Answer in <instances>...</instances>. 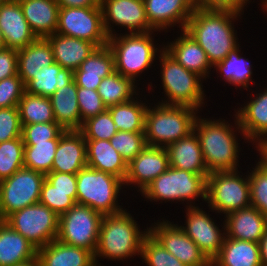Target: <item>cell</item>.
Masks as SVG:
<instances>
[{"instance_id":"cell-7","label":"cell","mask_w":267,"mask_h":266,"mask_svg":"<svg viewBox=\"0 0 267 266\" xmlns=\"http://www.w3.org/2000/svg\"><path fill=\"white\" fill-rule=\"evenodd\" d=\"M153 96L154 104L150 101L145 116L147 145L166 148L193 132L199 110L190 106L161 104Z\"/></svg>"},{"instance_id":"cell-38","label":"cell","mask_w":267,"mask_h":266,"mask_svg":"<svg viewBox=\"0 0 267 266\" xmlns=\"http://www.w3.org/2000/svg\"><path fill=\"white\" fill-rule=\"evenodd\" d=\"M24 143V167L43 174L50 173L54 161L59 139H50L46 142Z\"/></svg>"},{"instance_id":"cell-30","label":"cell","mask_w":267,"mask_h":266,"mask_svg":"<svg viewBox=\"0 0 267 266\" xmlns=\"http://www.w3.org/2000/svg\"><path fill=\"white\" fill-rule=\"evenodd\" d=\"M166 149L170 167L196 174L209 175L204 163L199 139L194 131L177 142L171 143Z\"/></svg>"},{"instance_id":"cell-18","label":"cell","mask_w":267,"mask_h":266,"mask_svg":"<svg viewBox=\"0 0 267 266\" xmlns=\"http://www.w3.org/2000/svg\"><path fill=\"white\" fill-rule=\"evenodd\" d=\"M167 149L147 145L129 164L124 180L125 190L137 191L140 194L154 179L168 168ZM129 188V189H128ZM133 189V190H132Z\"/></svg>"},{"instance_id":"cell-36","label":"cell","mask_w":267,"mask_h":266,"mask_svg":"<svg viewBox=\"0 0 267 266\" xmlns=\"http://www.w3.org/2000/svg\"><path fill=\"white\" fill-rule=\"evenodd\" d=\"M143 90L132 79L118 72L102 79L97 92L107 108L135 98Z\"/></svg>"},{"instance_id":"cell-42","label":"cell","mask_w":267,"mask_h":266,"mask_svg":"<svg viewBox=\"0 0 267 266\" xmlns=\"http://www.w3.org/2000/svg\"><path fill=\"white\" fill-rule=\"evenodd\" d=\"M139 258L146 266H187L169 253L150 233L143 240Z\"/></svg>"},{"instance_id":"cell-32","label":"cell","mask_w":267,"mask_h":266,"mask_svg":"<svg viewBox=\"0 0 267 266\" xmlns=\"http://www.w3.org/2000/svg\"><path fill=\"white\" fill-rule=\"evenodd\" d=\"M37 257V249L7 222L0 220V266H15Z\"/></svg>"},{"instance_id":"cell-34","label":"cell","mask_w":267,"mask_h":266,"mask_svg":"<svg viewBox=\"0 0 267 266\" xmlns=\"http://www.w3.org/2000/svg\"><path fill=\"white\" fill-rule=\"evenodd\" d=\"M53 50L46 38H37L17 51L18 75L26 85L44 66L54 63Z\"/></svg>"},{"instance_id":"cell-28","label":"cell","mask_w":267,"mask_h":266,"mask_svg":"<svg viewBox=\"0 0 267 266\" xmlns=\"http://www.w3.org/2000/svg\"><path fill=\"white\" fill-rule=\"evenodd\" d=\"M24 17L37 38L56 33L59 5L56 0H18Z\"/></svg>"},{"instance_id":"cell-6","label":"cell","mask_w":267,"mask_h":266,"mask_svg":"<svg viewBox=\"0 0 267 266\" xmlns=\"http://www.w3.org/2000/svg\"><path fill=\"white\" fill-rule=\"evenodd\" d=\"M207 177L208 175L169 167L146 186L139 196L144 198L142 201H150L152 204L156 202L155 204L164 205L168 202L172 206L180 203L184 205L182 208L202 206L206 204Z\"/></svg>"},{"instance_id":"cell-4","label":"cell","mask_w":267,"mask_h":266,"mask_svg":"<svg viewBox=\"0 0 267 266\" xmlns=\"http://www.w3.org/2000/svg\"><path fill=\"white\" fill-rule=\"evenodd\" d=\"M127 208L119 213L103 216L94 253L96 266H106L100 262L104 259L124 264L130 258L135 261V257L141 256L143 240L149 234V223L141 226L134 217L135 214L129 211L131 206Z\"/></svg>"},{"instance_id":"cell-60","label":"cell","mask_w":267,"mask_h":266,"mask_svg":"<svg viewBox=\"0 0 267 266\" xmlns=\"http://www.w3.org/2000/svg\"><path fill=\"white\" fill-rule=\"evenodd\" d=\"M10 1H13V0H0V4L10 2Z\"/></svg>"},{"instance_id":"cell-13","label":"cell","mask_w":267,"mask_h":266,"mask_svg":"<svg viewBox=\"0 0 267 266\" xmlns=\"http://www.w3.org/2000/svg\"><path fill=\"white\" fill-rule=\"evenodd\" d=\"M45 174L23 167L0 182V220L38 203Z\"/></svg>"},{"instance_id":"cell-17","label":"cell","mask_w":267,"mask_h":266,"mask_svg":"<svg viewBox=\"0 0 267 266\" xmlns=\"http://www.w3.org/2000/svg\"><path fill=\"white\" fill-rule=\"evenodd\" d=\"M262 82L267 81L265 79ZM260 87L261 83L256 88L254 87L256 90L252 89L253 91L250 93L247 92V97L244 96L247 99L242 100L244 104L237 102L236 104H239V106L234 107L233 110L247 141L250 142L254 151L267 139V84L265 86L263 84L262 89Z\"/></svg>"},{"instance_id":"cell-9","label":"cell","mask_w":267,"mask_h":266,"mask_svg":"<svg viewBox=\"0 0 267 266\" xmlns=\"http://www.w3.org/2000/svg\"><path fill=\"white\" fill-rule=\"evenodd\" d=\"M234 171H215L207 177L206 206L225 216L251 206L248 166Z\"/></svg>"},{"instance_id":"cell-49","label":"cell","mask_w":267,"mask_h":266,"mask_svg":"<svg viewBox=\"0 0 267 266\" xmlns=\"http://www.w3.org/2000/svg\"><path fill=\"white\" fill-rule=\"evenodd\" d=\"M26 91L25 84L19 75L0 81V108L18 106L19 101Z\"/></svg>"},{"instance_id":"cell-58","label":"cell","mask_w":267,"mask_h":266,"mask_svg":"<svg viewBox=\"0 0 267 266\" xmlns=\"http://www.w3.org/2000/svg\"><path fill=\"white\" fill-rule=\"evenodd\" d=\"M260 8L261 9H259V10H261L265 14V16H267V1ZM266 19H267V17H266Z\"/></svg>"},{"instance_id":"cell-19","label":"cell","mask_w":267,"mask_h":266,"mask_svg":"<svg viewBox=\"0 0 267 266\" xmlns=\"http://www.w3.org/2000/svg\"><path fill=\"white\" fill-rule=\"evenodd\" d=\"M143 1L150 26L166 35L169 32L172 33L171 30L175 28H177L175 30H184L195 10L194 0Z\"/></svg>"},{"instance_id":"cell-15","label":"cell","mask_w":267,"mask_h":266,"mask_svg":"<svg viewBox=\"0 0 267 266\" xmlns=\"http://www.w3.org/2000/svg\"><path fill=\"white\" fill-rule=\"evenodd\" d=\"M166 217V218H165ZM167 216L149 223V233L172 255L187 266H211V261L199 249L195 242L187 236L178 225V221Z\"/></svg>"},{"instance_id":"cell-39","label":"cell","mask_w":267,"mask_h":266,"mask_svg":"<svg viewBox=\"0 0 267 266\" xmlns=\"http://www.w3.org/2000/svg\"><path fill=\"white\" fill-rule=\"evenodd\" d=\"M67 76L68 73L54 62L38 71L32 80L25 85L26 91L30 94L50 98Z\"/></svg>"},{"instance_id":"cell-8","label":"cell","mask_w":267,"mask_h":266,"mask_svg":"<svg viewBox=\"0 0 267 266\" xmlns=\"http://www.w3.org/2000/svg\"><path fill=\"white\" fill-rule=\"evenodd\" d=\"M76 178V204L88 206L103 216L119 213L126 208L121 197L123 194L127 197V191L120 178L89 167L81 169Z\"/></svg>"},{"instance_id":"cell-37","label":"cell","mask_w":267,"mask_h":266,"mask_svg":"<svg viewBox=\"0 0 267 266\" xmlns=\"http://www.w3.org/2000/svg\"><path fill=\"white\" fill-rule=\"evenodd\" d=\"M17 107L21 125L56 122L49 97L25 91Z\"/></svg>"},{"instance_id":"cell-22","label":"cell","mask_w":267,"mask_h":266,"mask_svg":"<svg viewBox=\"0 0 267 266\" xmlns=\"http://www.w3.org/2000/svg\"><path fill=\"white\" fill-rule=\"evenodd\" d=\"M0 29L5 46L17 51L37 39L24 17L18 0L0 4Z\"/></svg>"},{"instance_id":"cell-41","label":"cell","mask_w":267,"mask_h":266,"mask_svg":"<svg viewBox=\"0 0 267 266\" xmlns=\"http://www.w3.org/2000/svg\"><path fill=\"white\" fill-rule=\"evenodd\" d=\"M22 136L0 143V182L24 167Z\"/></svg>"},{"instance_id":"cell-59","label":"cell","mask_w":267,"mask_h":266,"mask_svg":"<svg viewBox=\"0 0 267 266\" xmlns=\"http://www.w3.org/2000/svg\"><path fill=\"white\" fill-rule=\"evenodd\" d=\"M259 1L260 3L259 2H255V3H257L259 7H261L267 0H259Z\"/></svg>"},{"instance_id":"cell-3","label":"cell","mask_w":267,"mask_h":266,"mask_svg":"<svg viewBox=\"0 0 267 266\" xmlns=\"http://www.w3.org/2000/svg\"><path fill=\"white\" fill-rule=\"evenodd\" d=\"M243 16L232 10L195 8L184 31L204 49L214 66L240 45L235 26L244 22L240 21L245 18Z\"/></svg>"},{"instance_id":"cell-55","label":"cell","mask_w":267,"mask_h":266,"mask_svg":"<svg viewBox=\"0 0 267 266\" xmlns=\"http://www.w3.org/2000/svg\"><path fill=\"white\" fill-rule=\"evenodd\" d=\"M255 153L258 154V156L267 163V139L264 140L256 149Z\"/></svg>"},{"instance_id":"cell-1","label":"cell","mask_w":267,"mask_h":266,"mask_svg":"<svg viewBox=\"0 0 267 266\" xmlns=\"http://www.w3.org/2000/svg\"><path fill=\"white\" fill-rule=\"evenodd\" d=\"M201 114L200 112L196 117L193 131L199 139L204 163L209 173L241 169L240 159L243 158L242 152L245 147L243 143H248L246 147L248 146L249 150L252 145L247 141L236 114L233 112V115H230L233 122L227 116L225 117L228 120L222 116L215 118L214 115L210 118L208 115L206 118L204 113Z\"/></svg>"},{"instance_id":"cell-53","label":"cell","mask_w":267,"mask_h":266,"mask_svg":"<svg viewBox=\"0 0 267 266\" xmlns=\"http://www.w3.org/2000/svg\"><path fill=\"white\" fill-rule=\"evenodd\" d=\"M59 7L100 6V0H56Z\"/></svg>"},{"instance_id":"cell-25","label":"cell","mask_w":267,"mask_h":266,"mask_svg":"<svg viewBox=\"0 0 267 266\" xmlns=\"http://www.w3.org/2000/svg\"><path fill=\"white\" fill-rule=\"evenodd\" d=\"M85 167L86 140L79 130H67L59 139L51 171L77 174Z\"/></svg>"},{"instance_id":"cell-12","label":"cell","mask_w":267,"mask_h":266,"mask_svg":"<svg viewBox=\"0 0 267 266\" xmlns=\"http://www.w3.org/2000/svg\"><path fill=\"white\" fill-rule=\"evenodd\" d=\"M4 221L37 250L57 238L59 216L40 202L13 212Z\"/></svg>"},{"instance_id":"cell-14","label":"cell","mask_w":267,"mask_h":266,"mask_svg":"<svg viewBox=\"0 0 267 266\" xmlns=\"http://www.w3.org/2000/svg\"><path fill=\"white\" fill-rule=\"evenodd\" d=\"M56 33L93 43L107 45V35L101 6L60 7Z\"/></svg>"},{"instance_id":"cell-16","label":"cell","mask_w":267,"mask_h":266,"mask_svg":"<svg viewBox=\"0 0 267 266\" xmlns=\"http://www.w3.org/2000/svg\"><path fill=\"white\" fill-rule=\"evenodd\" d=\"M100 6L104 28L109 37L121 32L123 34L155 31L148 22L143 0H100Z\"/></svg>"},{"instance_id":"cell-31","label":"cell","mask_w":267,"mask_h":266,"mask_svg":"<svg viewBox=\"0 0 267 266\" xmlns=\"http://www.w3.org/2000/svg\"><path fill=\"white\" fill-rule=\"evenodd\" d=\"M40 266H96L94 254L55 239L37 250Z\"/></svg>"},{"instance_id":"cell-44","label":"cell","mask_w":267,"mask_h":266,"mask_svg":"<svg viewBox=\"0 0 267 266\" xmlns=\"http://www.w3.org/2000/svg\"><path fill=\"white\" fill-rule=\"evenodd\" d=\"M110 142L127 164L147 146L144 132L118 131Z\"/></svg>"},{"instance_id":"cell-43","label":"cell","mask_w":267,"mask_h":266,"mask_svg":"<svg viewBox=\"0 0 267 266\" xmlns=\"http://www.w3.org/2000/svg\"><path fill=\"white\" fill-rule=\"evenodd\" d=\"M77 191L55 190L46 179L41 187L40 203L54 211L58 216L67 212L76 204Z\"/></svg>"},{"instance_id":"cell-52","label":"cell","mask_w":267,"mask_h":266,"mask_svg":"<svg viewBox=\"0 0 267 266\" xmlns=\"http://www.w3.org/2000/svg\"><path fill=\"white\" fill-rule=\"evenodd\" d=\"M45 179L55 187V190L77 191L76 174L51 171L45 175Z\"/></svg>"},{"instance_id":"cell-56","label":"cell","mask_w":267,"mask_h":266,"mask_svg":"<svg viewBox=\"0 0 267 266\" xmlns=\"http://www.w3.org/2000/svg\"><path fill=\"white\" fill-rule=\"evenodd\" d=\"M15 266H40V262H39L38 257H36L35 259H32L26 263H22V264L15 265Z\"/></svg>"},{"instance_id":"cell-45","label":"cell","mask_w":267,"mask_h":266,"mask_svg":"<svg viewBox=\"0 0 267 266\" xmlns=\"http://www.w3.org/2000/svg\"><path fill=\"white\" fill-rule=\"evenodd\" d=\"M79 131L84 139L94 140H110L118 132L108 110L84 121Z\"/></svg>"},{"instance_id":"cell-10","label":"cell","mask_w":267,"mask_h":266,"mask_svg":"<svg viewBox=\"0 0 267 266\" xmlns=\"http://www.w3.org/2000/svg\"><path fill=\"white\" fill-rule=\"evenodd\" d=\"M103 215L88 206L75 204L59 216L57 240L95 253Z\"/></svg>"},{"instance_id":"cell-40","label":"cell","mask_w":267,"mask_h":266,"mask_svg":"<svg viewBox=\"0 0 267 266\" xmlns=\"http://www.w3.org/2000/svg\"><path fill=\"white\" fill-rule=\"evenodd\" d=\"M255 156L254 164L248 165L251 206L267 217V163Z\"/></svg>"},{"instance_id":"cell-47","label":"cell","mask_w":267,"mask_h":266,"mask_svg":"<svg viewBox=\"0 0 267 266\" xmlns=\"http://www.w3.org/2000/svg\"><path fill=\"white\" fill-rule=\"evenodd\" d=\"M77 100L82 123L107 110L97 90L77 87Z\"/></svg>"},{"instance_id":"cell-20","label":"cell","mask_w":267,"mask_h":266,"mask_svg":"<svg viewBox=\"0 0 267 266\" xmlns=\"http://www.w3.org/2000/svg\"><path fill=\"white\" fill-rule=\"evenodd\" d=\"M173 32L177 33L176 37L172 36L173 40L166 38L169 36L164 37L168 39L166 42L164 40V50L185 69L201 76L205 81L214 79L211 77L213 66L204 49L184 30Z\"/></svg>"},{"instance_id":"cell-21","label":"cell","mask_w":267,"mask_h":266,"mask_svg":"<svg viewBox=\"0 0 267 266\" xmlns=\"http://www.w3.org/2000/svg\"><path fill=\"white\" fill-rule=\"evenodd\" d=\"M242 48L240 44L234 50L230 51L225 59L213 66L212 70L213 75L217 77L216 81L220 80L223 84L225 83V86L226 84L228 86L231 85L235 87L236 92L238 90L240 93L243 90L250 92L254 86L259 85L255 78L253 79L254 75H256L254 73V63L252 64L249 58L243 55L246 52H242ZM218 77L220 78L218 79Z\"/></svg>"},{"instance_id":"cell-29","label":"cell","mask_w":267,"mask_h":266,"mask_svg":"<svg viewBox=\"0 0 267 266\" xmlns=\"http://www.w3.org/2000/svg\"><path fill=\"white\" fill-rule=\"evenodd\" d=\"M85 140L87 167L114 175L124 182L128 164L112 147L110 140Z\"/></svg>"},{"instance_id":"cell-26","label":"cell","mask_w":267,"mask_h":266,"mask_svg":"<svg viewBox=\"0 0 267 266\" xmlns=\"http://www.w3.org/2000/svg\"><path fill=\"white\" fill-rule=\"evenodd\" d=\"M56 123L64 130H80L81 121L77 100V84L68 75L50 97Z\"/></svg>"},{"instance_id":"cell-57","label":"cell","mask_w":267,"mask_h":266,"mask_svg":"<svg viewBox=\"0 0 267 266\" xmlns=\"http://www.w3.org/2000/svg\"><path fill=\"white\" fill-rule=\"evenodd\" d=\"M5 41H4V38H3V34H2V31L0 29V49L2 48H5Z\"/></svg>"},{"instance_id":"cell-33","label":"cell","mask_w":267,"mask_h":266,"mask_svg":"<svg viewBox=\"0 0 267 266\" xmlns=\"http://www.w3.org/2000/svg\"><path fill=\"white\" fill-rule=\"evenodd\" d=\"M144 93H147V90H142L129 101L107 108L118 131L144 132L147 107L152 101L147 98L151 96Z\"/></svg>"},{"instance_id":"cell-23","label":"cell","mask_w":267,"mask_h":266,"mask_svg":"<svg viewBox=\"0 0 267 266\" xmlns=\"http://www.w3.org/2000/svg\"><path fill=\"white\" fill-rule=\"evenodd\" d=\"M226 237L259 243L267 230V217L253 206L231 212L224 217Z\"/></svg>"},{"instance_id":"cell-24","label":"cell","mask_w":267,"mask_h":266,"mask_svg":"<svg viewBox=\"0 0 267 266\" xmlns=\"http://www.w3.org/2000/svg\"><path fill=\"white\" fill-rule=\"evenodd\" d=\"M115 72L114 56L107 45L96 47L70 76L77 87L97 90L103 78Z\"/></svg>"},{"instance_id":"cell-50","label":"cell","mask_w":267,"mask_h":266,"mask_svg":"<svg viewBox=\"0 0 267 266\" xmlns=\"http://www.w3.org/2000/svg\"><path fill=\"white\" fill-rule=\"evenodd\" d=\"M255 1L254 0L253 1L252 0H194V5L195 8L232 10L238 13L245 14L244 12H247L246 8L250 6V3L252 4Z\"/></svg>"},{"instance_id":"cell-48","label":"cell","mask_w":267,"mask_h":266,"mask_svg":"<svg viewBox=\"0 0 267 266\" xmlns=\"http://www.w3.org/2000/svg\"><path fill=\"white\" fill-rule=\"evenodd\" d=\"M21 136L22 125L18 107L0 108V143Z\"/></svg>"},{"instance_id":"cell-11","label":"cell","mask_w":267,"mask_h":266,"mask_svg":"<svg viewBox=\"0 0 267 266\" xmlns=\"http://www.w3.org/2000/svg\"><path fill=\"white\" fill-rule=\"evenodd\" d=\"M204 206L205 205L183 208L184 210H182V212L185 211L183 212V214L185 213L183 216L185 222L183 224L181 220L179 222L182 224L178 223V225L211 261L219 253L223 245L226 236L225 221L224 218L219 216L215 211L207 206L203 208ZM209 212H212V214L214 213V215H211ZM215 215L217 216L215 217ZM217 217L221 219L220 221L222 223L217 222Z\"/></svg>"},{"instance_id":"cell-46","label":"cell","mask_w":267,"mask_h":266,"mask_svg":"<svg viewBox=\"0 0 267 266\" xmlns=\"http://www.w3.org/2000/svg\"><path fill=\"white\" fill-rule=\"evenodd\" d=\"M66 131L56 122L22 125V139L23 142H46L60 139Z\"/></svg>"},{"instance_id":"cell-27","label":"cell","mask_w":267,"mask_h":266,"mask_svg":"<svg viewBox=\"0 0 267 266\" xmlns=\"http://www.w3.org/2000/svg\"><path fill=\"white\" fill-rule=\"evenodd\" d=\"M52 50L54 61L71 75L95 50L96 46L86 40L54 33L46 37Z\"/></svg>"},{"instance_id":"cell-51","label":"cell","mask_w":267,"mask_h":266,"mask_svg":"<svg viewBox=\"0 0 267 266\" xmlns=\"http://www.w3.org/2000/svg\"><path fill=\"white\" fill-rule=\"evenodd\" d=\"M18 75L17 50L8 47L0 49V81Z\"/></svg>"},{"instance_id":"cell-5","label":"cell","mask_w":267,"mask_h":266,"mask_svg":"<svg viewBox=\"0 0 267 266\" xmlns=\"http://www.w3.org/2000/svg\"><path fill=\"white\" fill-rule=\"evenodd\" d=\"M157 60L159 64H156V68L159 70L156 73H160L155 75L161 79L158 89L163 91L161 93L164 96L159 97L160 93L157 99H161L157 102L166 105L190 106L204 112L203 108L207 106V101H211L204 89V84L207 82L201 76L185 69L165 50L158 55Z\"/></svg>"},{"instance_id":"cell-2","label":"cell","mask_w":267,"mask_h":266,"mask_svg":"<svg viewBox=\"0 0 267 266\" xmlns=\"http://www.w3.org/2000/svg\"><path fill=\"white\" fill-rule=\"evenodd\" d=\"M160 34L165 36L156 30L148 33H121L110 36L107 43L114 56L115 71L132 79L137 85L140 84L142 89L148 90V94H152V92L155 94L154 92L158 88L153 85V79H149L146 74L155 68L158 55L164 50V40L161 41ZM157 35L159 38L156 40ZM142 75L148 76L147 80ZM141 80L145 84L142 85Z\"/></svg>"},{"instance_id":"cell-35","label":"cell","mask_w":267,"mask_h":266,"mask_svg":"<svg viewBox=\"0 0 267 266\" xmlns=\"http://www.w3.org/2000/svg\"><path fill=\"white\" fill-rule=\"evenodd\" d=\"M211 266H262L259 243L230 239L225 236Z\"/></svg>"},{"instance_id":"cell-54","label":"cell","mask_w":267,"mask_h":266,"mask_svg":"<svg viewBox=\"0 0 267 266\" xmlns=\"http://www.w3.org/2000/svg\"><path fill=\"white\" fill-rule=\"evenodd\" d=\"M259 251L261 256L262 266H267V230L259 241Z\"/></svg>"}]
</instances>
